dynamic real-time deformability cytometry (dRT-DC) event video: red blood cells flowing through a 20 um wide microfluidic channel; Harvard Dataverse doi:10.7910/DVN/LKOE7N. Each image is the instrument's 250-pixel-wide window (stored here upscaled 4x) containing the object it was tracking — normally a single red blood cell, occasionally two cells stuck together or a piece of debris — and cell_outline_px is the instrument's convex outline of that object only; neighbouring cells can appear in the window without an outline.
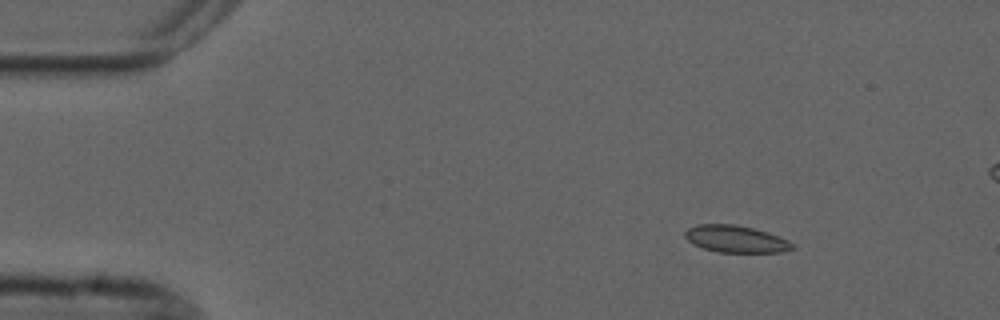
{"species": "common noctule bat (a hibernating species)", "species_latin": "Nyctalus noctula", "temperature_condition": "cold", "stored_images_in_passage": 6, "camera_frame_rate_fps": 3000, "um_per_image_px": 0.085, "animal": {"sex": "male", "forearm_length_mm": 52.5}, "frame": {"image": 1, "passage_image": 1, "time_ms": 0.0, "image_size_px": [1000, 320], "cell_outline_px": [[796, 248], [780, 252], [720, 252], [704, 248], [692, 244], [684, 236], [684, 232], [688, 228], [696, 224], [736, 224], [768, 232], [788, 240]], "centroid_in_image_um": [62.52, 20.3], "position_along_channel_um": 22.5, "area_um2": 16.88}}
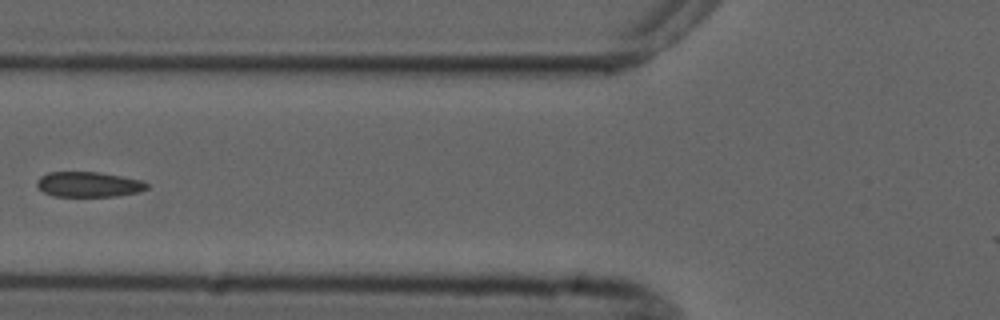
{"frame": {"image": 2, "passage_image": 5, "time_ms": 4.667, "image_size_px": [1000, 320], "cell_outline_px": [[148, 188], [140, 192], [116, 196], [52, 196], [44, 192], [36, 184], [36, 180], [40, 176], [48, 172], [100, 172], [140, 180], [148, 184]], "centroid_in_image_um": [7.52, 15.67], "position_along_channel_um": 118.3, "area_um2": 16.13}}
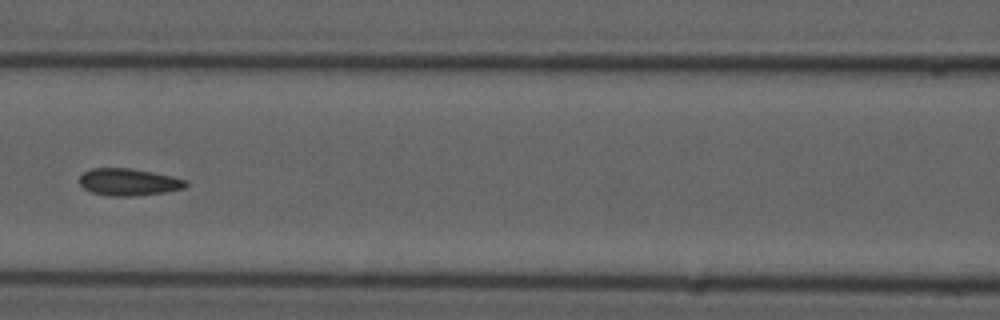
{"frame": {"image": 3, "passage_image": 6, "time_ms": 5.667, "image_size_px": [1000, 320], "cell_outline_px": [[188, 184], [184, 188], [164, 192], [132, 196], [108, 196], [92, 192], [84, 188], [80, 184], [80, 176], [84, 172], [92, 168], [132, 168], [172, 176], [188, 180]], "centroid_in_image_um": [10.94, 15.47], "position_along_channel_um": 155.7, "area_um2": 16.76}}